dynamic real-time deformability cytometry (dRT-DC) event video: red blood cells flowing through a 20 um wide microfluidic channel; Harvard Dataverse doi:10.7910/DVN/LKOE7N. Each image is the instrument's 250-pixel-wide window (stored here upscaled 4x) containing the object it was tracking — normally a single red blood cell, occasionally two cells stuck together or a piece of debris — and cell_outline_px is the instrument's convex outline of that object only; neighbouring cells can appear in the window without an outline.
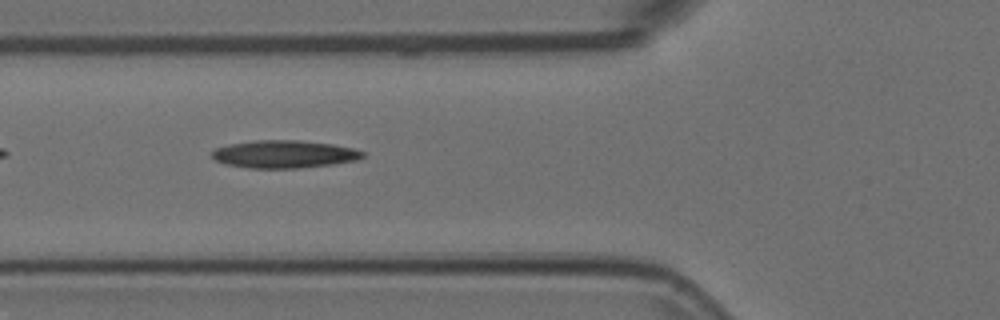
{"species": "Egyptian fruit bat (a non-hibernating species)", "species_latin": "Rousettus aegyptiacus", "temperature_condition": "room temperature", "stored_images_in_passage": 2, "camera_frame_rate_fps": 3000, "um_per_image_px": 0.085, "animal": {"sex": "female"}, "frame": {"image": 1, "passage_image": 2, "time_ms": 0.333, "image_size_px": [1000, 320], "cell_outline_px": [[364, 156], [356, 160], [332, 164], [296, 168], [248, 168], [224, 164], [216, 160], [212, 156], [212, 152], [216, 148], [228, 144], [256, 140], [300, 140], [332, 144], [352, 148], [364, 152]], "centroid_in_image_um": [24.13, 13.1], "position_along_channel_um": 101.7, "area_um2": 24.22}}